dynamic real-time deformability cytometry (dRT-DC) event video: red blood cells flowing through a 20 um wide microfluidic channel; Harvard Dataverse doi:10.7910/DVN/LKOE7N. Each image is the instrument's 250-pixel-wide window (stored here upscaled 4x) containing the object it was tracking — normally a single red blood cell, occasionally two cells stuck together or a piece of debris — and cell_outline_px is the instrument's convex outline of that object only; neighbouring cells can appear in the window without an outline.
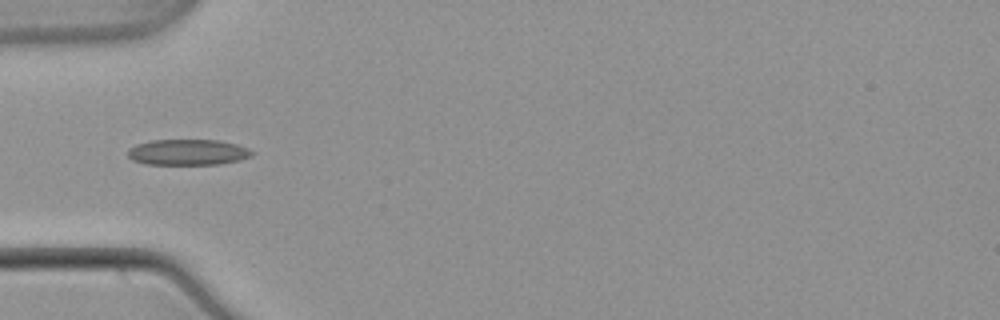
{"species": "common noctule bat (a hibernating species)", "species_latin": "Nyctalus noctula", "temperature_condition": "warm", "stored_images_in_passage": 13, "camera_frame_rate_fps": 3000, "um_per_image_px": 0.085, "animal": {"sex": "male", "body_mass_g": 21.5, "forearm_length_mm": 52.0}, "frame": {"image": 1, "passage_image": 1, "time_ms": 0.0, "image_size_px": [1000, 320], "cell_outline_px": [[256, 152], [252, 156], [240, 160], [220, 164], [144, 164], [132, 160], [128, 156], [128, 148], [136, 144], [152, 140], [216, 140], [236, 144], [248, 148]], "centroid_in_image_um": [15.97, 12.94], "position_along_channel_um": 69.0, "area_um2": 18.79}}
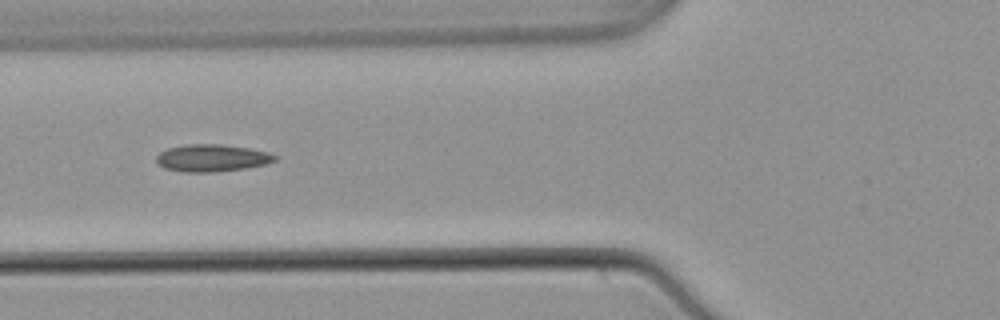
{"frame": {"image": 2, "passage_image": 4, "time_ms": 1.0, "image_size_px": [1000, 320], "cell_outline_px": [[276, 160], [264, 164], [244, 168], [212, 172], [184, 172], [164, 168], [156, 160], [156, 156], [160, 152], [168, 148], [184, 144], [224, 144], [248, 148], [268, 152], [276, 156]], "centroid_in_image_um": [17.98, 13.42], "position_along_channel_um": 107.8, "area_um2": 18.67}}